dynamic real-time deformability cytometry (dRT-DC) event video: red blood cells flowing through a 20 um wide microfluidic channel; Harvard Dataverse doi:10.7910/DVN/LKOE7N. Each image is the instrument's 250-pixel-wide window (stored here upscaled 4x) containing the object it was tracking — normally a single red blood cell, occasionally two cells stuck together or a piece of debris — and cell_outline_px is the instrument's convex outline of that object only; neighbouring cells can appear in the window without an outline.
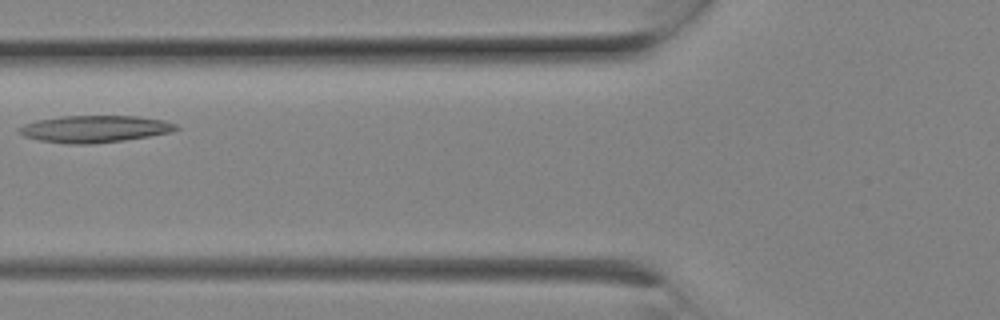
{"species": "Egyptian fruit bat (a non-hibernating species)", "species_latin": "Rousettus aegyptiacus", "temperature_condition": "room temperature", "stored_images_in_passage": 7, "camera_frame_rate_fps": 3000, "um_per_image_px": 0.085, "animal": {"sex": "female"}, "frame": {"image": 1, "passage_image": 5, "time_ms": 1.333, "image_size_px": [1000, 320], "cell_outline_px": [[180, 128], [172, 132], [124, 140], [92, 144], [68, 144], [40, 140], [24, 136], [20, 132], [20, 128], [24, 124], [36, 120], [60, 116], [140, 116], [164, 120], [176, 124]], "centroid_in_image_um": [8.08, 10.95], "position_along_channel_um": 117.7, "area_um2": 24.62}}
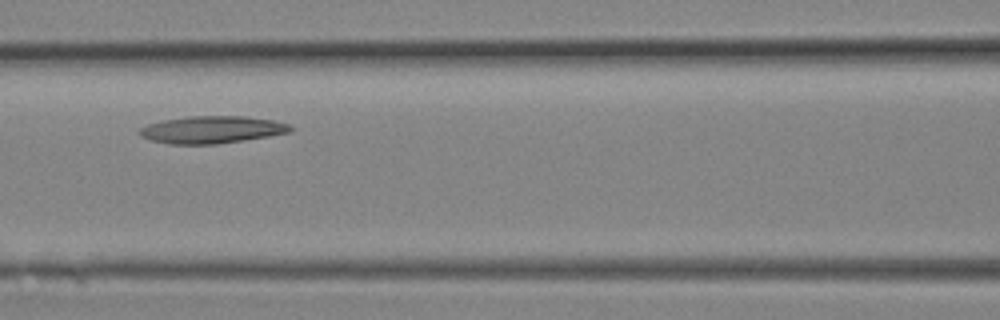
{"frame": {"image": 2, "passage_image": 6, "time_ms": 1.667, "image_size_px": [1000, 320], "cell_outline_px": [[292, 132], [244, 140], [216, 144], [168, 144], [152, 140], [140, 136], [140, 128], [148, 124], [164, 120], [188, 116], [244, 116], [272, 120], [288, 124], [292, 128]], "centroid_in_image_um": [18.01, 11.02], "position_along_channel_um": 148.6, "area_um2": 23.81}}
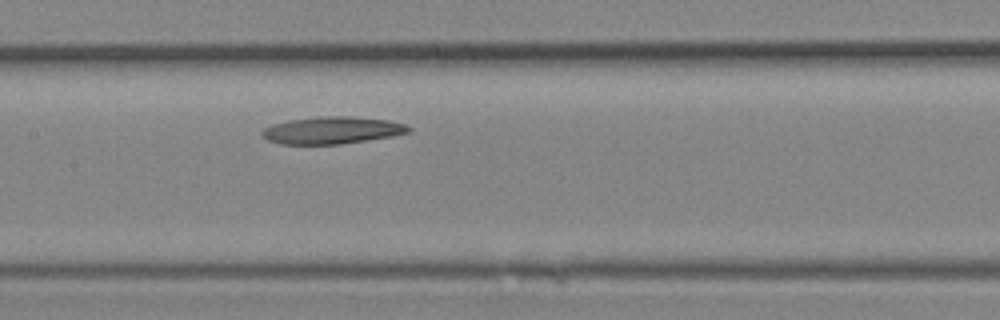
{"frame": {"image": 3, "passage_image": 7, "time_ms": 2.0, "image_size_px": [1000, 320], "cell_outline_px": [[412, 132], [392, 136], [340, 144], [280, 144], [268, 140], [260, 132], [264, 128], [272, 124], [288, 120], [320, 116], [348, 116], [388, 120], [404, 124], [412, 128]], "centroid_in_image_um": [28.23, 11.07], "position_along_channel_um": 179.2, "area_um2": 23.18}}